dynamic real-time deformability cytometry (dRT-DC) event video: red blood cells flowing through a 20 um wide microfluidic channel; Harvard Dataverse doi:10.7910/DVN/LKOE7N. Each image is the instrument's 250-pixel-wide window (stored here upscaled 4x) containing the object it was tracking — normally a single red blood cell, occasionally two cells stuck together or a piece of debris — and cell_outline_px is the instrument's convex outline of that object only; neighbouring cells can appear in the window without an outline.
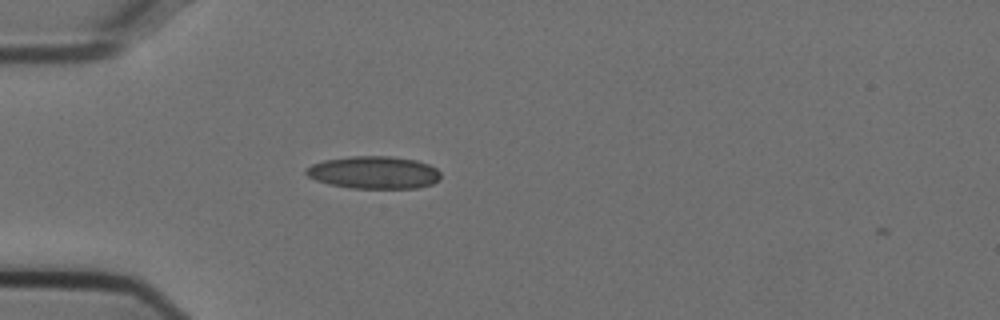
{"species": "Egyptian fruit bat (a non-hibernating species)", "species_latin": "Rousettus aegyptiacus", "temperature_condition": "cold", "stored_images_in_passage": 2, "camera_frame_rate_fps": 3000, "um_per_image_px": 0.085, "animal": {"sex": "female"}, "frame": {"image": 1, "passage_image": 1, "time_ms": 0.0, "image_size_px": [1000, 320], "cell_outline_px": [[440, 180], [432, 184], [416, 188], [348, 188], [328, 184], [316, 180], [308, 176], [304, 172], [304, 168], [312, 164], [324, 160], [352, 156], [392, 156], [416, 160], [428, 164], [436, 168], [440, 172]], "centroid_in_image_um": [31.77, 14.66], "position_along_channel_um": 53.2, "area_um2": 25.72}}